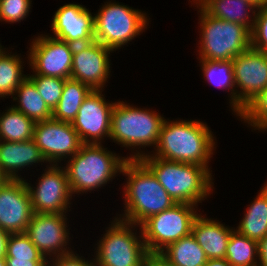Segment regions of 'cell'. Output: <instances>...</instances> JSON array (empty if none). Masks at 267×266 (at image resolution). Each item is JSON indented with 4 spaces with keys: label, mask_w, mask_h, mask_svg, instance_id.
<instances>
[{
    "label": "cell",
    "mask_w": 267,
    "mask_h": 266,
    "mask_svg": "<svg viewBox=\"0 0 267 266\" xmlns=\"http://www.w3.org/2000/svg\"><path fill=\"white\" fill-rule=\"evenodd\" d=\"M170 122L162 123L154 157L208 168L215 144L208 126L191 120Z\"/></svg>",
    "instance_id": "6da1fadb"
},
{
    "label": "cell",
    "mask_w": 267,
    "mask_h": 266,
    "mask_svg": "<svg viewBox=\"0 0 267 266\" xmlns=\"http://www.w3.org/2000/svg\"><path fill=\"white\" fill-rule=\"evenodd\" d=\"M121 172L128 176L124 186L126 210L123 221L141 225L149 217L176 204L140 159H127Z\"/></svg>",
    "instance_id": "7a4b0ae2"
},
{
    "label": "cell",
    "mask_w": 267,
    "mask_h": 266,
    "mask_svg": "<svg viewBox=\"0 0 267 266\" xmlns=\"http://www.w3.org/2000/svg\"><path fill=\"white\" fill-rule=\"evenodd\" d=\"M144 154L137 152L128 159H140L176 203L196 205L209 195L212 189L209 168Z\"/></svg>",
    "instance_id": "3957f363"
},
{
    "label": "cell",
    "mask_w": 267,
    "mask_h": 266,
    "mask_svg": "<svg viewBox=\"0 0 267 266\" xmlns=\"http://www.w3.org/2000/svg\"><path fill=\"white\" fill-rule=\"evenodd\" d=\"M101 144H82L66 166L71 193L76 194L99 188L120 172L128 159L105 151Z\"/></svg>",
    "instance_id": "277c9868"
},
{
    "label": "cell",
    "mask_w": 267,
    "mask_h": 266,
    "mask_svg": "<svg viewBox=\"0 0 267 266\" xmlns=\"http://www.w3.org/2000/svg\"><path fill=\"white\" fill-rule=\"evenodd\" d=\"M200 59L232 60L251 47V32L241 24L209 15L200 6Z\"/></svg>",
    "instance_id": "5b68a950"
},
{
    "label": "cell",
    "mask_w": 267,
    "mask_h": 266,
    "mask_svg": "<svg viewBox=\"0 0 267 266\" xmlns=\"http://www.w3.org/2000/svg\"><path fill=\"white\" fill-rule=\"evenodd\" d=\"M164 120L154 111L115 102L109 137L124 147L157 145Z\"/></svg>",
    "instance_id": "8992f818"
},
{
    "label": "cell",
    "mask_w": 267,
    "mask_h": 266,
    "mask_svg": "<svg viewBox=\"0 0 267 266\" xmlns=\"http://www.w3.org/2000/svg\"><path fill=\"white\" fill-rule=\"evenodd\" d=\"M194 206L176 203L141 224V237L149 253H160L171 243L192 232V225L199 215Z\"/></svg>",
    "instance_id": "52a82bcc"
},
{
    "label": "cell",
    "mask_w": 267,
    "mask_h": 266,
    "mask_svg": "<svg viewBox=\"0 0 267 266\" xmlns=\"http://www.w3.org/2000/svg\"><path fill=\"white\" fill-rule=\"evenodd\" d=\"M94 24L95 41L114 51L140 35L147 17L126 5L107 2L94 16Z\"/></svg>",
    "instance_id": "ba28073f"
},
{
    "label": "cell",
    "mask_w": 267,
    "mask_h": 266,
    "mask_svg": "<svg viewBox=\"0 0 267 266\" xmlns=\"http://www.w3.org/2000/svg\"><path fill=\"white\" fill-rule=\"evenodd\" d=\"M115 220L99 241L95 266H145L149 252L144 241L138 240L130 229L133 224Z\"/></svg>",
    "instance_id": "9c48e42d"
},
{
    "label": "cell",
    "mask_w": 267,
    "mask_h": 266,
    "mask_svg": "<svg viewBox=\"0 0 267 266\" xmlns=\"http://www.w3.org/2000/svg\"><path fill=\"white\" fill-rule=\"evenodd\" d=\"M32 139L46 162L56 165L58 160L75 155L83 144L72 123L53 118L35 122Z\"/></svg>",
    "instance_id": "30bf717a"
},
{
    "label": "cell",
    "mask_w": 267,
    "mask_h": 266,
    "mask_svg": "<svg viewBox=\"0 0 267 266\" xmlns=\"http://www.w3.org/2000/svg\"><path fill=\"white\" fill-rule=\"evenodd\" d=\"M33 40L28 57L35 75L71 78L74 45L47 35Z\"/></svg>",
    "instance_id": "8fae6325"
},
{
    "label": "cell",
    "mask_w": 267,
    "mask_h": 266,
    "mask_svg": "<svg viewBox=\"0 0 267 266\" xmlns=\"http://www.w3.org/2000/svg\"><path fill=\"white\" fill-rule=\"evenodd\" d=\"M232 61L235 85L242 90L237 94L239 114L250 100L267 88V53L250 47Z\"/></svg>",
    "instance_id": "7c38bea8"
},
{
    "label": "cell",
    "mask_w": 267,
    "mask_h": 266,
    "mask_svg": "<svg viewBox=\"0 0 267 266\" xmlns=\"http://www.w3.org/2000/svg\"><path fill=\"white\" fill-rule=\"evenodd\" d=\"M33 214L25 180L6 179L0 186V228L9 233H24Z\"/></svg>",
    "instance_id": "4fadbf2b"
},
{
    "label": "cell",
    "mask_w": 267,
    "mask_h": 266,
    "mask_svg": "<svg viewBox=\"0 0 267 266\" xmlns=\"http://www.w3.org/2000/svg\"><path fill=\"white\" fill-rule=\"evenodd\" d=\"M54 165V166H53ZM52 164L41 176L36 190L26 182L30 193L34 213L63 214L66 213L69 200L72 198L67 173L64 167ZM70 197V198H69Z\"/></svg>",
    "instance_id": "5bb4252c"
},
{
    "label": "cell",
    "mask_w": 267,
    "mask_h": 266,
    "mask_svg": "<svg viewBox=\"0 0 267 266\" xmlns=\"http://www.w3.org/2000/svg\"><path fill=\"white\" fill-rule=\"evenodd\" d=\"M101 93V90H92L72 121L83 144H98L101 143L99 140L110 135L111 112L115 103H107Z\"/></svg>",
    "instance_id": "9a60e30c"
},
{
    "label": "cell",
    "mask_w": 267,
    "mask_h": 266,
    "mask_svg": "<svg viewBox=\"0 0 267 266\" xmlns=\"http://www.w3.org/2000/svg\"><path fill=\"white\" fill-rule=\"evenodd\" d=\"M112 51L95 40L74 45L71 78L88 85L92 90H102L110 75L108 54Z\"/></svg>",
    "instance_id": "2e32d148"
},
{
    "label": "cell",
    "mask_w": 267,
    "mask_h": 266,
    "mask_svg": "<svg viewBox=\"0 0 267 266\" xmlns=\"http://www.w3.org/2000/svg\"><path fill=\"white\" fill-rule=\"evenodd\" d=\"M65 222L66 218L64 213L33 214L25 233L45 259L47 257L46 255H51L52 253L55 254V257L71 253L65 248L69 239Z\"/></svg>",
    "instance_id": "e0dca14e"
},
{
    "label": "cell",
    "mask_w": 267,
    "mask_h": 266,
    "mask_svg": "<svg viewBox=\"0 0 267 266\" xmlns=\"http://www.w3.org/2000/svg\"><path fill=\"white\" fill-rule=\"evenodd\" d=\"M94 25V16L79 4L61 6L51 24L55 38L73 45L93 42Z\"/></svg>",
    "instance_id": "ac0fdd59"
},
{
    "label": "cell",
    "mask_w": 267,
    "mask_h": 266,
    "mask_svg": "<svg viewBox=\"0 0 267 266\" xmlns=\"http://www.w3.org/2000/svg\"><path fill=\"white\" fill-rule=\"evenodd\" d=\"M44 161L46 160L33 139L21 142L0 141V174L6 179H22L16 175L20 168Z\"/></svg>",
    "instance_id": "d6986e66"
},
{
    "label": "cell",
    "mask_w": 267,
    "mask_h": 266,
    "mask_svg": "<svg viewBox=\"0 0 267 266\" xmlns=\"http://www.w3.org/2000/svg\"><path fill=\"white\" fill-rule=\"evenodd\" d=\"M232 229L220 222L198 215L192 225V235L208 259H223Z\"/></svg>",
    "instance_id": "ffe728a7"
},
{
    "label": "cell",
    "mask_w": 267,
    "mask_h": 266,
    "mask_svg": "<svg viewBox=\"0 0 267 266\" xmlns=\"http://www.w3.org/2000/svg\"><path fill=\"white\" fill-rule=\"evenodd\" d=\"M198 6H201L209 15L223 19L228 22H234L243 25L250 32L253 29L255 22L256 11L254 18L250 23L248 20V9H257L258 7L247 0H203ZM245 7V8H244Z\"/></svg>",
    "instance_id": "44dd1931"
},
{
    "label": "cell",
    "mask_w": 267,
    "mask_h": 266,
    "mask_svg": "<svg viewBox=\"0 0 267 266\" xmlns=\"http://www.w3.org/2000/svg\"><path fill=\"white\" fill-rule=\"evenodd\" d=\"M91 91L92 89L88 85L78 80L72 78L65 79L62 96L52 112V118L72 123L84 99Z\"/></svg>",
    "instance_id": "7402d4cb"
},
{
    "label": "cell",
    "mask_w": 267,
    "mask_h": 266,
    "mask_svg": "<svg viewBox=\"0 0 267 266\" xmlns=\"http://www.w3.org/2000/svg\"><path fill=\"white\" fill-rule=\"evenodd\" d=\"M247 209L236 231L258 242L267 235V183Z\"/></svg>",
    "instance_id": "603a6c76"
},
{
    "label": "cell",
    "mask_w": 267,
    "mask_h": 266,
    "mask_svg": "<svg viewBox=\"0 0 267 266\" xmlns=\"http://www.w3.org/2000/svg\"><path fill=\"white\" fill-rule=\"evenodd\" d=\"M165 249L160 254L176 266H203L208 260L192 233L171 243Z\"/></svg>",
    "instance_id": "cb8c5ba5"
},
{
    "label": "cell",
    "mask_w": 267,
    "mask_h": 266,
    "mask_svg": "<svg viewBox=\"0 0 267 266\" xmlns=\"http://www.w3.org/2000/svg\"><path fill=\"white\" fill-rule=\"evenodd\" d=\"M19 98H13L19 102V106H13L34 122H40L52 118L49 109L42 96L38 93L35 84L27 77L14 92Z\"/></svg>",
    "instance_id": "d4e9b609"
},
{
    "label": "cell",
    "mask_w": 267,
    "mask_h": 266,
    "mask_svg": "<svg viewBox=\"0 0 267 266\" xmlns=\"http://www.w3.org/2000/svg\"><path fill=\"white\" fill-rule=\"evenodd\" d=\"M35 122L13 107L0 115V141L21 142L33 138Z\"/></svg>",
    "instance_id": "484cf974"
},
{
    "label": "cell",
    "mask_w": 267,
    "mask_h": 266,
    "mask_svg": "<svg viewBox=\"0 0 267 266\" xmlns=\"http://www.w3.org/2000/svg\"><path fill=\"white\" fill-rule=\"evenodd\" d=\"M202 62V71L206 80L211 84H214L220 88L231 89V104L234 112L237 113V93L233 87L235 86V78L233 72V61L232 60H207L200 59Z\"/></svg>",
    "instance_id": "4316f807"
},
{
    "label": "cell",
    "mask_w": 267,
    "mask_h": 266,
    "mask_svg": "<svg viewBox=\"0 0 267 266\" xmlns=\"http://www.w3.org/2000/svg\"><path fill=\"white\" fill-rule=\"evenodd\" d=\"M254 255L258 256L257 241L233 230L227 244L225 259L231 266H258Z\"/></svg>",
    "instance_id": "83f0119b"
},
{
    "label": "cell",
    "mask_w": 267,
    "mask_h": 266,
    "mask_svg": "<svg viewBox=\"0 0 267 266\" xmlns=\"http://www.w3.org/2000/svg\"><path fill=\"white\" fill-rule=\"evenodd\" d=\"M21 59L17 55L0 51V97L14 95L16 89L27 78L22 74Z\"/></svg>",
    "instance_id": "f1b7e54d"
},
{
    "label": "cell",
    "mask_w": 267,
    "mask_h": 266,
    "mask_svg": "<svg viewBox=\"0 0 267 266\" xmlns=\"http://www.w3.org/2000/svg\"><path fill=\"white\" fill-rule=\"evenodd\" d=\"M15 259H30V261H47L24 233H10L7 240L6 256Z\"/></svg>",
    "instance_id": "f546056e"
},
{
    "label": "cell",
    "mask_w": 267,
    "mask_h": 266,
    "mask_svg": "<svg viewBox=\"0 0 267 266\" xmlns=\"http://www.w3.org/2000/svg\"><path fill=\"white\" fill-rule=\"evenodd\" d=\"M243 118L251 126L267 129V88L250 100L237 115Z\"/></svg>",
    "instance_id": "4dcf8cb0"
},
{
    "label": "cell",
    "mask_w": 267,
    "mask_h": 266,
    "mask_svg": "<svg viewBox=\"0 0 267 266\" xmlns=\"http://www.w3.org/2000/svg\"><path fill=\"white\" fill-rule=\"evenodd\" d=\"M28 78L35 84L38 93L53 112L62 96L65 79L42 75H31Z\"/></svg>",
    "instance_id": "1f68e13d"
},
{
    "label": "cell",
    "mask_w": 267,
    "mask_h": 266,
    "mask_svg": "<svg viewBox=\"0 0 267 266\" xmlns=\"http://www.w3.org/2000/svg\"><path fill=\"white\" fill-rule=\"evenodd\" d=\"M251 48L267 53V5L257 8L251 31Z\"/></svg>",
    "instance_id": "d6a6232c"
},
{
    "label": "cell",
    "mask_w": 267,
    "mask_h": 266,
    "mask_svg": "<svg viewBox=\"0 0 267 266\" xmlns=\"http://www.w3.org/2000/svg\"><path fill=\"white\" fill-rule=\"evenodd\" d=\"M30 0H0V20L18 22L29 13Z\"/></svg>",
    "instance_id": "836d02e7"
},
{
    "label": "cell",
    "mask_w": 267,
    "mask_h": 266,
    "mask_svg": "<svg viewBox=\"0 0 267 266\" xmlns=\"http://www.w3.org/2000/svg\"><path fill=\"white\" fill-rule=\"evenodd\" d=\"M52 266H95L94 261L93 262H88L85 261V259H82L78 255L75 256V254L71 251V253L66 254V255H61L55 257V261Z\"/></svg>",
    "instance_id": "e575fe53"
},
{
    "label": "cell",
    "mask_w": 267,
    "mask_h": 266,
    "mask_svg": "<svg viewBox=\"0 0 267 266\" xmlns=\"http://www.w3.org/2000/svg\"><path fill=\"white\" fill-rule=\"evenodd\" d=\"M6 266H49L48 261H30V259H15V257H5Z\"/></svg>",
    "instance_id": "d590c367"
},
{
    "label": "cell",
    "mask_w": 267,
    "mask_h": 266,
    "mask_svg": "<svg viewBox=\"0 0 267 266\" xmlns=\"http://www.w3.org/2000/svg\"><path fill=\"white\" fill-rule=\"evenodd\" d=\"M145 266H176L160 253H148Z\"/></svg>",
    "instance_id": "8d00e7d4"
},
{
    "label": "cell",
    "mask_w": 267,
    "mask_h": 266,
    "mask_svg": "<svg viewBox=\"0 0 267 266\" xmlns=\"http://www.w3.org/2000/svg\"><path fill=\"white\" fill-rule=\"evenodd\" d=\"M258 266H267V235L258 242Z\"/></svg>",
    "instance_id": "74e56055"
},
{
    "label": "cell",
    "mask_w": 267,
    "mask_h": 266,
    "mask_svg": "<svg viewBox=\"0 0 267 266\" xmlns=\"http://www.w3.org/2000/svg\"><path fill=\"white\" fill-rule=\"evenodd\" d=\"M10 233L0 228V257L6 256L7 240Z\"/></svg>",
    "instance_id": "f35d334b"
},
{
    "label": "cell",
    "mask_w": 267,
    "mask_h": 266,
    "mask_svg": "<svg viewBox=\"0 0 267 266\" xmlns=\"http://www.w3.org/2000/svg\"><path fill=\"white\" fill-rule=\"evenodd\" d=\"M203 266H231V264L225 259H208Z\"/></svg>",
    "instance_id": "ab89813d"
},
{
    "label": "cell",
    "mask_w": 267,
    "mask_h": 266,
    "mask_svg": "<svg viewBox=\"0 0 267 266\" xmlns=\"http://www.w3.org/2000/svg\"><path fill=\"white\" fill-rule=\"evenodd\" d=\"M247 1L253 3L258 8H260L261 6L267 5V0H247Z\"/></svg>",
    "instance_id": "60d3db41"
},
{
    "label": "cell",
    "mask_w": 267,
    "mask_h": 266,
    "mask_svg": "<svg viewBox=\"0 0 267 266\" xmlns=\"http://www.w3.org/2000/svg\"><path fill=\"white\" fill-rule=\"evenodd\" d=\"M0 266H6L5 257H0Z\"/></svg>",
    "instance_id": "b9f144b4"
},
{
    "label": "cell",
    "mask_w": 267,
    "mask_h": 266,
    "mask_svg": "<svg viewBox=\"0 0 267 266\" xmlns=\"http://www.w3.org/2000/svg\"><path fill=\"white\" fill-rule=\"evenodd\" d=\"M6 180V178L0 174V186L4 183V181Z\"/></svg>",
    "instance_id": "7bdbcfd3"
},
{
    "label": "cell",
    "mask_w": 267,
    "mask_h": 266,
    "mask_svg": "<svg viewBox=\"0 0 267 266\" xmlns=\"http://www.w3.org/2000/svg\"><path fill=\"white\" fill-rule=\"evenodd\" d=\"M196 1H197V3H196ZM203 0H195V3H196V5L198 4H200L201 2H202ZM199 2V3H198Z\"/></svg>",
    "instance_id": "ee69618b"
}]
</instances>
